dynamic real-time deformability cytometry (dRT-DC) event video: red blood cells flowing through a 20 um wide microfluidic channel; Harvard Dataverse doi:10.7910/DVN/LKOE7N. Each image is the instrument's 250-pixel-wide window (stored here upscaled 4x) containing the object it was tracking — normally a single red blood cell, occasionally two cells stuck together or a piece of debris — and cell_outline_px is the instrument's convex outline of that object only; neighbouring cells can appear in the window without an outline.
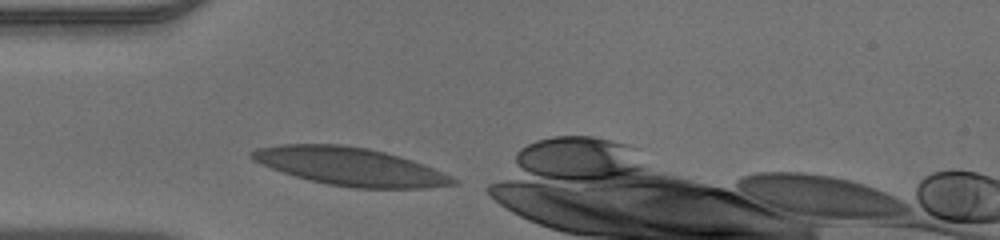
{"species": "human", "species_latin": "Homo sapiens", "temperature_condition": "warm", "stored_images_in_passage": 27, "camera_frame_rate_fps": 3000, "um_per_image_px": 0.085, "donor": {"sex": "male"}, "frame": {"image": 1, "passage_image": 1, "time_ms": 0.0, "image_size_px": [1000, 240], "cell_outline_px": [[460, 184], [428, 188], [352, 188], [328, 184], [308, 180], [260, 164], [252, 160], [248, 156], [248, 152], [256, 148], [280, 144], [340, 144], [368, 148], [400, 156], [424, 164], [452, 176], [460, 180]], "centroid_in_image_um": [29.78, 14.15], "position_along_channel_um": 55.2, "area_um2": 44.85}}
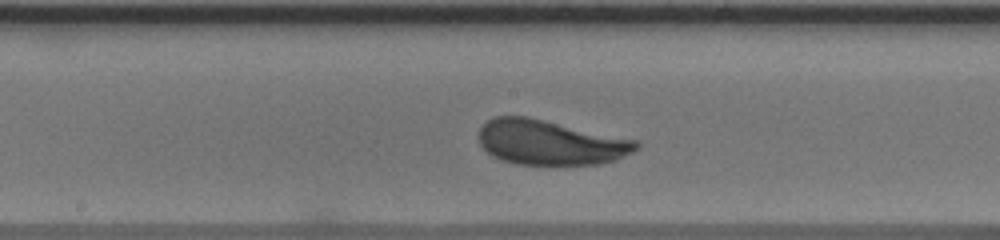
{"frame": {"image": 2, "passage_image": 12, "time_ms": 3.667, "image_size_px": [1000, 240], "cell_outline_px": [[640, 148], [616, 160], [600, 164], [516, 164], [500, 160], [492, 156], [480, 144], [480, 128], [488, 120], [496, 116], [528, 116], [636, 140], [640, 144]], "centroid_in_image_um": [46.78, 12.11], "position_along_channel_um": 201.4, "area_um2": 41.04}}
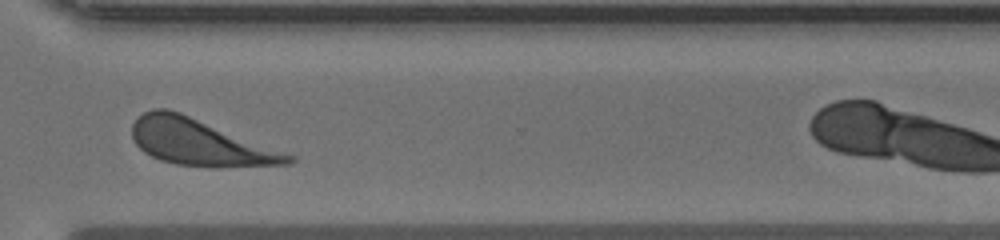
{"frame": {"image": 3, "passage_image": 23, "time_ms": 7.333, "image_size_px": [1000, 240], "cell_outline_px": [[296, 160], [288, 164], [176, 164], [160, 160], [144, 152], [136, 144], [132, 136], [132, 124], [136, 116], [152, 108], [168, 108], [180, 112], [296, 156]], "centroid_in_image_um": [16.88, 12.03], "position_along_channel_um": 353.7, "area_um2": 40.69}}